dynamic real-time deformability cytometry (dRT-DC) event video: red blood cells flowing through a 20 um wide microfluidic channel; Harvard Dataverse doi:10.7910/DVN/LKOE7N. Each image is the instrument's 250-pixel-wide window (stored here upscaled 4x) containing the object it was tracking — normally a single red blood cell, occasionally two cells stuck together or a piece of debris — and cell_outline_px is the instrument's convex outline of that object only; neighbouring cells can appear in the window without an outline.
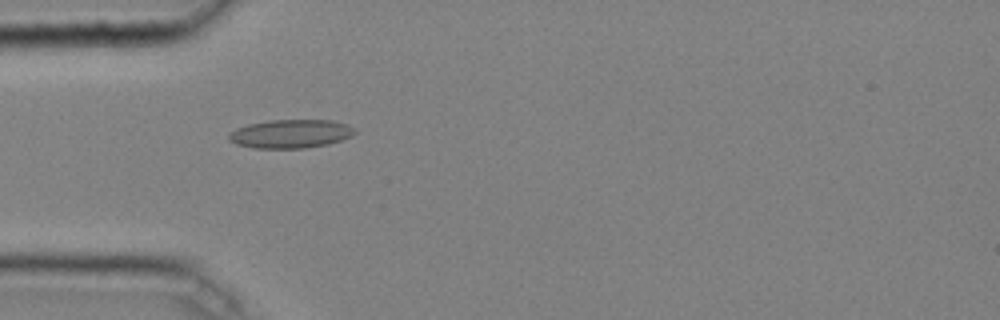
{"species": "common noctule bat (a hibernating species)", "species_latin": "Nyctalus noctula", "temperature_condition": "cold", "stored_images_in_passage": 43, "camera_frame_rate_fps": 3000, "um_per_image_px": 0.085, "animal": {"sex": "male", "body_mass_g": 20.4}, "frame": {"image": 1, "passage_image": 14, "time_ms": 4.333, "image_size_px": [1000, 320], "cell_outline_px": [[356, 132], [352, 136], [328, 144], [304, 148], [252, 148], [236, 144], [228, 140], [228, 136], [236, 128], [248, 124], [272, 120], [332, 120], [348, 124], [356, 128]], "centroid_in_image_um": [24.73, 11.37], "position_along_channel_um": 60.3, "area_um2": 21.04}}
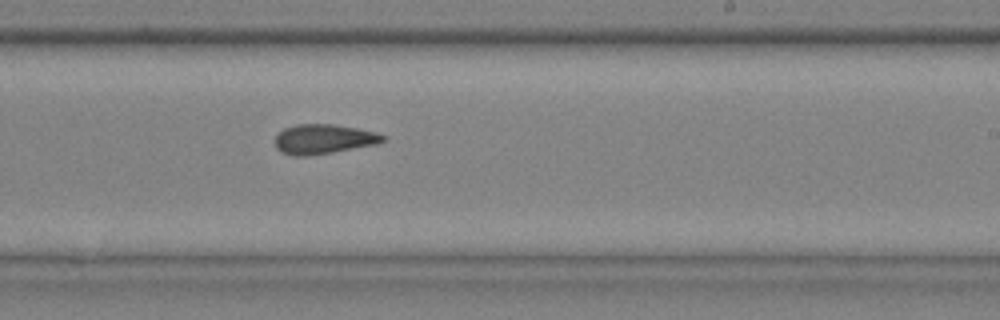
{"frame": {"image": 2, "passage_image": 29, "time_ms": 9.333, "image_size_px": [1000, 320], "cell_outline_px": [[388, 140], [376, 144], [332, 152], [304, 156], [292, 156], [280, 152], [276, 148], [276, 136], [284, 128], [296, 124], [332, 124], [356, 128], [376, 132], [388, 136]], "centroid_in_image_um": [27.53, 11.82], "position_along_channel_um": 261.5, "area_um2": 18.67}}
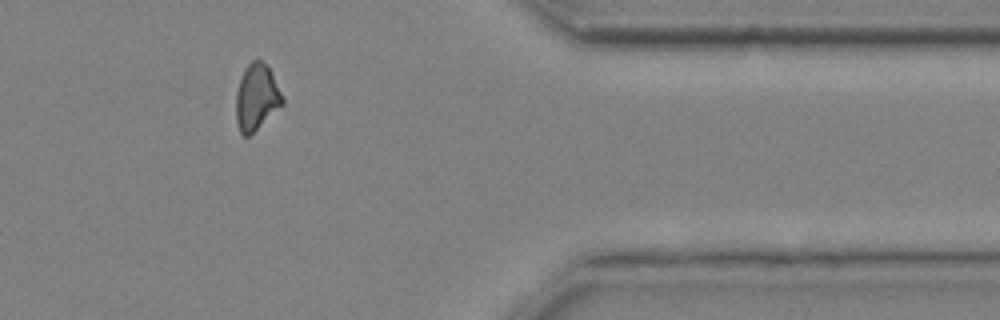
{"frame": {"image": 3, "passage_image": 40, "time_ms": 13.0, "image_size_px": [1000, 320], "cell_outline_px": [[284, 104], [248, 136], [244, 136], [240, 132], [236, 120], [236, 92], [244, 68], [252, 60], [260, 60], [268, 64], [272, 72], [284, 100]], "centroid_in_image_um": [21.81, 8.23], "position_along_channel_um": 389.6, "area_um2": 17.86}, "authors_computed_cell_mechanics": {"area_um2": 18.9006, "velocity_mm_per_s": 4.0649, "shape_relaxation_time_tau1_ms": null, "shape_relaxation_time_tau2_ms": 3.2957, "deformation_change_tau1": null, "deformation_change_tau2": 0.113}}